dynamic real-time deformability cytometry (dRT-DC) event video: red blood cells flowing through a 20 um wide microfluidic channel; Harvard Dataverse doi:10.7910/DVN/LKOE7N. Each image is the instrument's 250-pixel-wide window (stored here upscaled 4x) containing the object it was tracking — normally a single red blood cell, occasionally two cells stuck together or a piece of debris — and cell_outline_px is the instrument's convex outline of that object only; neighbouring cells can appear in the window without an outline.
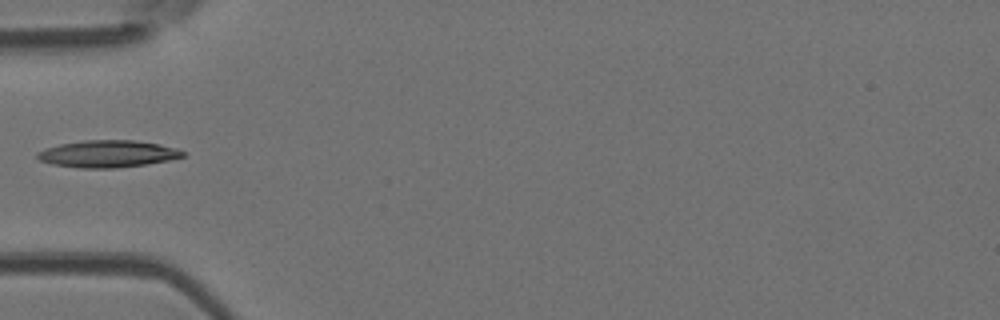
{"species": "Egyptian fruit bat (a non-hibernating species)", "species_latin": "Rousettus aegyptiacus", "temperature_condition": "room temperature", "stored_images_in_passage": 31, "camera_frame_rate_fps": 3000, "um_per_image_px": 0.085, "animal": {"sex": "female"}, "frame": {"image": 1, "passage_image": 1, "time_ms": 0.0, "image_size_px": [1000, 320], "cell_outline_px": [[184, 156], [168, 160], [148, 164], [116, 168], [80, 168], [52, 164], [40, 160], [36, 156], [36, 152], [44, 148], [60, 144], [84, 140], [132, 140], [160, 144], [176, 148], [184, 152]], "centroid_in_image_um": [9.13, 13.08], "position_along_channel_um": 75.9, "area_um2": 22.95}}
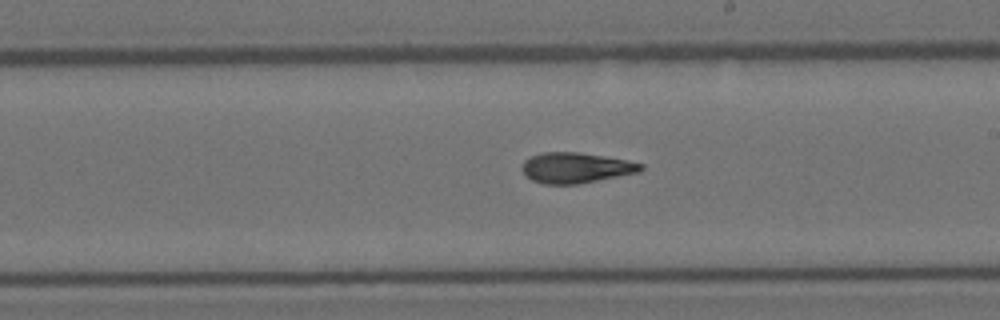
{"frame": {"image": 2, "passage_image": 13, "time_ms": 4.0, "image_size_px": [1000, 320], "cell_outline_px": [[644, 168], [640, 172], [576, 184], [544, 184], [532, 180], [524, 176], [520, 168], [524, 160], [532, 156], [544, 152], [580, 152], [604, 156], [644, 164]], "centroid_in_image_um": [48.91, 14.26], "position_along_channel_um": 240.1, "area_um2": 21.1}}
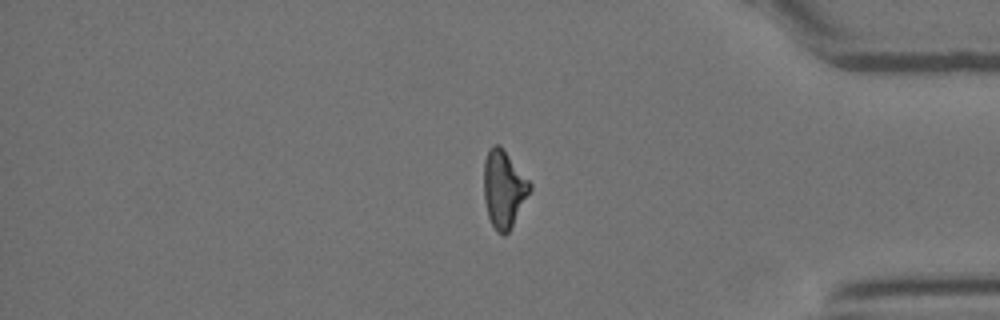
{"frame": {"image": 3, "passage_image": 26, "time_ms": 8.333, "image_size_px": [1000, 320], "cell_outline_px": [[532, 188], [508, 232], [504, 236], [496, 232], [488, 216], [484, 200], [484, 160], [492, 144], [500, 144], [532, 184]], "centroid_in_image_um": [42.81, 16.05], "position_along_channel_um": 392.4, "area_um2": 20.63}}